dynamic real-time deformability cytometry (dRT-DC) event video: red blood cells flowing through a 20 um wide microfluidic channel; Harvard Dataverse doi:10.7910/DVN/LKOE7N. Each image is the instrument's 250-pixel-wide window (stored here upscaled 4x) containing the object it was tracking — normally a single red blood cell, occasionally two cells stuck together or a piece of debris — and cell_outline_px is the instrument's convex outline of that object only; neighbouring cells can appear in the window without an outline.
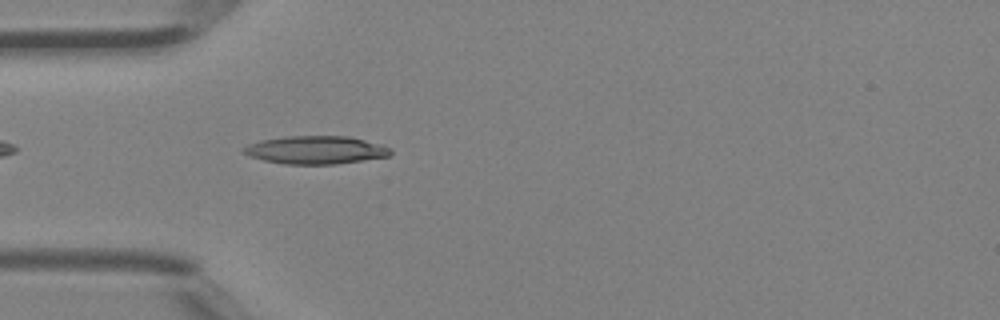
{"species": "Egyptian fruit bat (a non-hibernating species)", "species_latin": "Rousettus aegyptiacus", "temperature_condition": "room temperature", "stored_images_in_passage": 4, "camera_frame_rate_fps": 3000, "um_per_image_px": 0.085, "animal": {"sex": "female"}, "frame": {"image": 1, "passage_image": 4, "time_ms": 1.0, "image_size_px": [1000, 320], "cell_outline_px": [[392, 152], [388, 156], [336, 164], [284, 164], [264, 160], [240, 152], [240, 148], [248, 144], [260, 140], [288, 136], [348, 136], [384, 144], [392, 148]], "centroid_in_image_um": [26.84, 12.74], "position_along_channel_um": 58.2, "area_um2": 24.16}}